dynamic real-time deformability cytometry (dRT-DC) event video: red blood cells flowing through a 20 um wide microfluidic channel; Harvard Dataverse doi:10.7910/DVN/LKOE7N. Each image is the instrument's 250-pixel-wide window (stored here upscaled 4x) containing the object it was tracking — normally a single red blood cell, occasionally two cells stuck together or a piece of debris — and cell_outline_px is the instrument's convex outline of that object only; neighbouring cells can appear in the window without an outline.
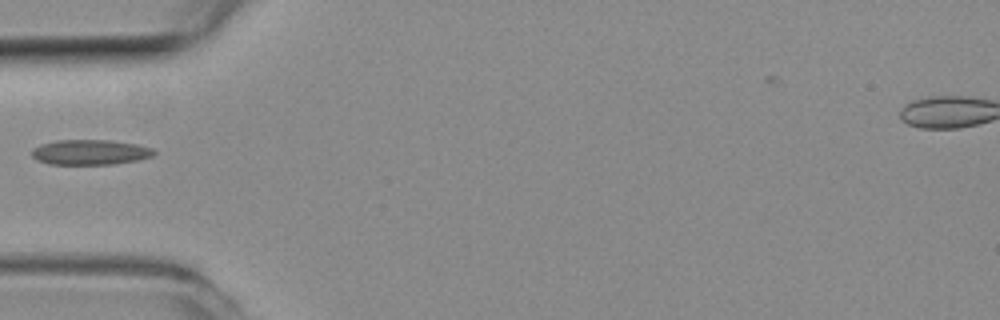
{"species": "common noctule bat (a hibernating species)", "species_latin": "Nyctalus noctula", "temperature_condition": "room temperature", "stored_images_in_passage": 37, "camera_frame_rate_fps": 3000, "um_per_image_px": 0.085, "animal": {"sex": "female", "body_mass_g": 19.3, "forearm_length_mm": 54.1}, "frame": {"image": 1, "passage_image": 1, "time_ms": 0.0, "image_size_px": [1000, 320], "cell_outline_px": [[156, 152], [152, 156], [140, 160], [116, 164], [48, 164], [36, 160], [32, 156], [32, 148], [40, 144], [56, 140], [108, 140], [136, 144], [152, 148]], "centroid_in_image_um": [7.65, 12.94], "position_along_channel_um": 77.4, "area_um2": 18.03}}
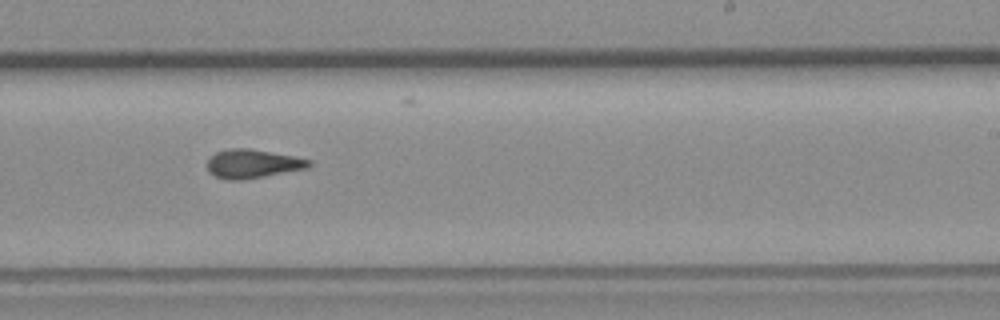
{"frame": {"image": 2, "passage_image": 16, "time_ms": 5.0, "image_size_px": [1000, 320], "cell_outline_px": [[312, 164], [308, 168], [244, 180], [228, 180], [216, 176], [208, 172], [208, 160], [216, 152], [228, 148], [252, 148], [312, 160]], "centroid_in_image_um": [21.48, 13.92], "position_along_channel_um": 267.5, "area_um2": 17.11}}
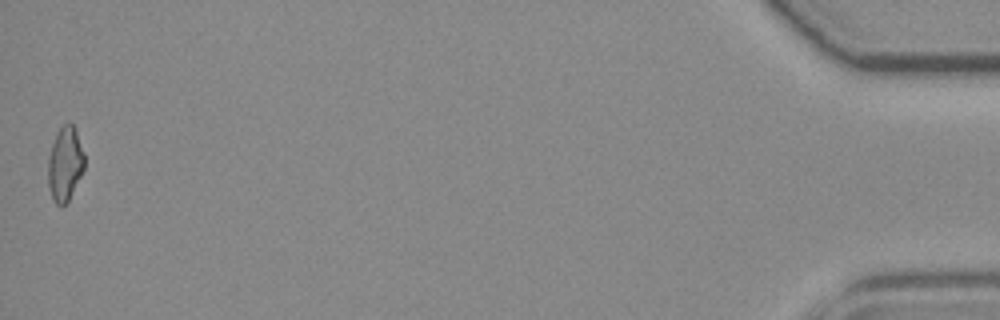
{"frame": {"image": 3, "passage_image": 37, "time_ms": 12.0, "image_size_px": [1000, 320], "cell_outline_px": [[84, 168], [68, 200], [64, 204], [56, 204], [52, 200], [48, 184], [48, 156], [56, 132], [64, 124], [72, 124], [76, 132], [84, 156]], "centroid_in_image_um": [5.49, 13.94], "position_along_channel_um": 429.7, "area_um2": 15.37}}